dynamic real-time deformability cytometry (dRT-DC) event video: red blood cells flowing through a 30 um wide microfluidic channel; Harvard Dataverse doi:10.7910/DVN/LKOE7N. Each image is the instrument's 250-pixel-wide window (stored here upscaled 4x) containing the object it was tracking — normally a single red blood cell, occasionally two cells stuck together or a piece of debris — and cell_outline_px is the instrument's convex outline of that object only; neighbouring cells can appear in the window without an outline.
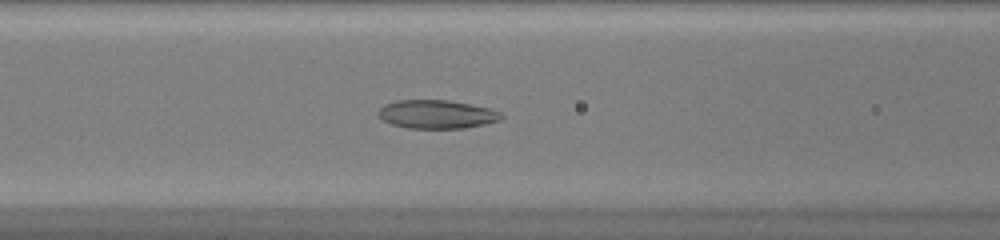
{"species": "common noctule bat (a hibernating species)", "species_latin": "Nyctalus noctula", "temperature_condition": "warm", "stored_images_in_passage": 50, "camera_frame_rate_fps": 3000, "um_per_image_px": 0.085, "animal": {"sex": "female", "body_mass_g": 20.0, "forearm_length_mm": 54.0}, "frame": {"image": 1, "passage_image": 22, "time_ms": 7.0, "image_size_px": [1000, 240], "cell_outline_px": [[504, 116], [500, 120], [484, 124], [464, 128], [408, 128], [392, 124], [376, 116], [376, 112], [384, 104], [396, 100], [448, 100], [492, 108], [500, 112]], "centroid_in_image_um": [37.11, 9.7], "position_along_channel_um": 129.5, "area_um2": 20.58}}
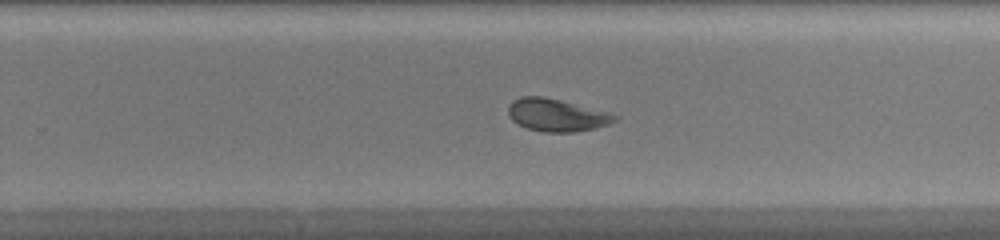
{"frame": {"image": 2, "passage_image": 33, "time_ms": 10.667, "image_size_px": [1000, 240], "cell_outline_px": [[620, 116], [616, 120], [608, 124], [596, 128], [572, 132], [544, 132], [528, 128], [516, 124], [508, 116], [508, 104], [512, 100], [520, 96], [544, 96], [608, 112]], "centroid_in_image_um": [47.27, 9.77], "position_along_channel_um": 282.5, "area_um2": 20.29}}
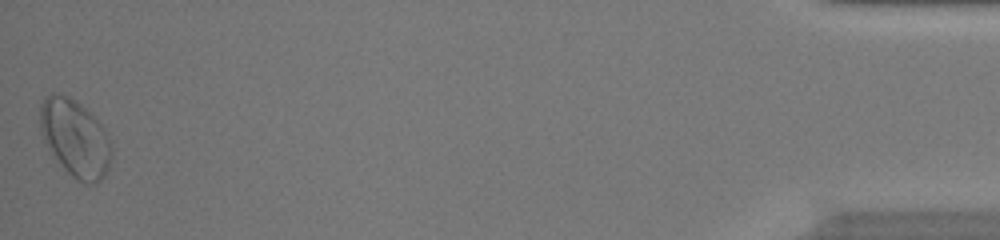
{"frame": {"image": 3, "passage_image": 50, "time_ms": 16.333, "image_size_px": [1000, 240], "cell_outline_px": [[112, 152], [104, 176], [100, 180], [92, 184], [88, 184], [72, 176], [60, 164], [44, 140], [40, 132], [40, 104], [44, 96], [52, 92], [68, 96], [80, 104], [104, 128], [112, 140]], "centroid_in_image_um": [6.38, 11.71], "position_along_channel_um": 428.8, "area_um2": 31.79}, "authors_computed_cell_mechanics": {"area_um2": 22.3686, "velocity_mm_per_s": 4.182, "shape_relaxation_time_tau1_ms": null, "shape_relaxation_time_tau2_ms": 4.2022, "deformation_change_tau1": null, "deformation_change_tau2": 0.1064}}